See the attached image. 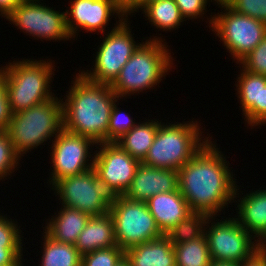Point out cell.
<instances>
[{
    "label": "cell",
    "mask_w": 266,
    "mask_h": 266,
    "mask_svg": "<svg viewBox=\"0 0 266 266\" xmlns=\"http://www.w3.org/2000/svg\"><path fill=\"white\" fill-rule=\"evenodd\" d=\"M13 113L8 100L5 73L0 69V131H7Z\"/></svg>",
    "instance_id": "obj_35"
},
{
    "label": "cell",
    "mask_w": 266,
    "mask_h": 266,
    "mask_svg": "<svg viewBox=\"0 0 266 266\" xmlns=\"http://www.w3.org/2000/svg\"><path fill=\"white\" fill-rule=\"evenodd\" d=\"M51 143L50 156L53 170L50 172L49 185L52 186L64 177L93 168L95 154H91L90 151H93L92 147L97 144L92 139L62 129Z\"/></svg>",
    "instance_id": "obj_13"
},
{
    "label": "cell",
    "mask_w": 266,
    "mask_h": 266,
    "mask_svg": "<svg viewBox=\"0 0 266 266\" xmlns=\"http://www.w3.org/2000/svg\"><path fill=\"white\" fill-rule=\"evenodd\" d=\"M162 38L154 36L146 41L144 38V42L138 46L110 84L120 100L155 88L168 75L174 59Z\"/></svg>",
    "instance_id": "obj_3"
},
{
    "label": "cell",
    "mask_w": 266,
    "mask_h": 266,
    "mask_svg": "<svg viewBox=\"0 0 266 266\" xmlns=\"http://www.w3.org/2000/svg\"><path fill=\"white\" fill-rule=\"evenodd\" d=\"M70 9L65 10L69 34L76 38L80 30L104 34L111 17L125 19L122 0H71Z\"/></svg>",
    "instance_id": "obj_15"
},
{
    "label": "cell",
    "mask_w": 266,
    "mask_h": 266,
    "mask_svg": "<svg viewBox=\"0 0 266 266\" xmlns=\"http://www.w3.org/2000/svg\"><path fill=\"white\" fill-rule=\"evenodd\" d=\"M124 256V250L118 246L98 249L82 255L81 266H115Z\"/></svg>",
    "instance_id": "obj_30"
},
{
    "label": "cell",
    "mask_w": 266,
    "mask_h": 266,
    "mask_svg": "<svg viewBox=\"0 0 266 266\" xmlns=\"http://www.w3.org/2000/svg\"><path fill=\"white\" fill-rule=\"evenodd\" d=\"M128 18L119 19L113 29L104 34V40L95 52L92 70H81V74L94 83L111 84L119 75L134 51L142 43H136ZM106 35V36H105Z\"/></svg>",
    "instance_id": "obj_9"
},
{
    "label": "cell",
    "mask_w": 266,
    "mask_h": 266,
    "mask_svg": "<svg viewBox=\"0 0 266 266\" xmlns=\"http://www.w3.org/2000/svg\"><path fill=\"white\" fill-rule=\"evenodd\" d=\"M93 169L105 190L113 197L123 195L130 187L140 162L116 142L98 143Z\"/></svg>",
    "instance_id": "obj_14"
},
{
    "label": "cell",
    "mask_w": 266,
    "mask_h": 266,
    "mask_svg": "<svg viewBox=\"0 0 266 266\" xmlns=\"http://www.w3.org/2000/svg\"><path fill=\"white\" fill-rule=\"evenodd\" d=\"M140 10L145 14L144 17L149 20L151 26H155V28L162 31L170 32L173 29H178L186 21L181 15L175 0H154Z\"/></svg>",
    "instance_id": "obj_24"
},
{
    "label": "cell",
    "mask_w": 266,
    "mask_h": 266,
    "mask_svg": "<svg viewBox=\"0 0 266 266\" xmlns=\"http://www.w3.org/2000/svg\"><path fill=\"white\" fill-rule=\"evenodd\" d=\"M214 219L215 216H209L204 227L211 260L241 263L259 248V242L235 217Z\"/></svg>",
    "instance_id": "obj_11"
},
{
    "label": "cell",
    "mask_w": 266,
    "mask_h": 266,
    "mask_svg": "<svg viewBox=\"0 0 266 266\" xmlns=\"http://www.w3.org/2000/svg\"><path fill=\"white\" fill-rule=\"evenodd\" d=\"M21 233L17 220L15 223L12 218L0 214V245H24Z\"/></svg>",
    "instance_id": "obj_33"
},
{
    "label": "cell",
    "mask_w": 266,
    "mask_h": 266,
    "mask_svg": "<svg viewBox=\"0 0 266 266\" xmlns=\"http://www.w3.org/2000/svg\"><path fill=\"white\" fill-rule=\"evenodd\" d=\"M21 157L15 152L7 131H0V181L11 177Z\"/></svg>",
    "instance_id": "obj_28"
},
{
    "label": "cell",
    "mask_w": 266,
    "mask_h": 266,
    "mask_svg": "<svg viewBox=\"0 0 266 266\" xmlns=\"http://www.w3.org/2000/svg\"><path fill=\"white\" fill-rule=\"evenodd\" d=\"M210 0H175L181 15L185 20L202 18L207 12V4ZM212 2V0H211ZM217 0H213L216 3ZM204 14V15H203Z\"/></svg>",
    "instance_id": "obj_34"
},
{
    "label": "cell",
    "mask_w": 266,
    "mask_h": 266,
    "mask_svg": "<svg viewBox=\"0 0 266 266\" xmlns=\"http://www.w3.org/2000/svg\"><path fill=\"white\" fill-rule=\"evenodd\" d=\"M130 266H176L173 244L166 235L124 251Z\"/></svg>",
    "instance_id": "obj_20"
},
{
    "label": "cell",
    "mask_w": 266,
    "mask_h": 266,
    "mask_svg": "<svg viewBox=\"0 0 266 266\" xmlns=\"http://www.w3.org/2000/svg\"><path fill=\"white\" fill-rule=\"evenodd\" d=\"M22 1H37V0H22ZM43 1V0H42Z\"/></svg>",
    "instance_id": "obj_45"
},
{
    "label": "cell",
    "mask_w": 266,
    "mask_h": 266,
    "mask_svg": "<svg viewBox=\"0 0 266 266\" xmlns=\"http://www.w3.org/2000/svg\"><path fill=\"white\" fill-rule=\"evenodd\" d=\"M118 101L112 107L108 128V142H116L139 122H135L130 114L120 110ZM129 114V115H128Z\"/></svg>",
    "instance_id": "obj_29"
},
{
    "label": "cell",
    "mask_w": 266,
    "mask_h": 266,
    "mask_svg": "<svg viewBox=\"0 0 266 266\" xmlns=\"http://www.w3.org/2000/svg\"><path fill=\"white\" fill-rule=\"evenodd\" d=\"M266 124V76L261 75L260 126Z\"/></svg>",
    "instance_id": "obj_39"
},
{
    "label": "cell",
    "mask_w": 266,
    "mask_h": 266,
    "mask_svg": "<svg viewBox=\"0 0 266 266\" xmlns=\"http://www.w3.org/2000/svg\"><path fill=\"white\" fill-rule=\"evenodd\" d=\"M210 266H240V263L230 261H215L212 260Z\"/></svg>",
    "instance_id": "obj_41"
},
{
    "label": "cell",
    "mask_w": 266,
    "mask_h": 266,
    "mask_svg": "<svg viewBox=\"0 0 266 266\" xmlns=\"http://www.w3.org/2000/svg\"><path fill=\"white\" fill-rule=\"evenodd\" d=\"M115 266H130V262L126 259L125 256H123Z\"/></svg>",
    "instance_id": "obj_42"
},
{
    "label": "cell",
    "mask_w": 266,
    "mask_h": 266,
    "mask_svg": "<svg viewBox=\"0 0 266 266\" xmlns=\"http://www.w3.org/2000/svg\"><path fill=\"white\" fill-rule=\"evenodd\" d=\"M22 0H0V15L6 18Z\"/></svg>",
    "instance_id": "obj_40"
},
{
    "label": "cell",
    "mask_w": 266,
    "mask_h": 266,
    "mask_svg": "<svg viewBox=\"0 0 266 266\" xmlns=\"http://www.w3.org/2000/svg\"><path fill=\"white\" fill-rule=\"evenodd\" d=\"M210 138L178 172V189L192 212L218 216L234 203L237 186L223 153ZM234 176V177H233ZM218 213V214H217Z\"/></svg>",
    "instance_id": "obj_1"
},
{
    "label": "cell",
    "mask_w": 266,
    "mask_h": 266,
    "mask_svg": "<svg viewBox=\"0 0 266 266\" xmlns=\"http://www.w3.org/2000/svg\"><path fill=\"white\" fill-rule=\"evenodd\" d=\"M236 78V90L240 101L242 115L249 127L260 126L261 75L253 74L245 69Z\"/></svg>",
    "instance_id": "obj_22"
},
{
    "label": "cell",
    "mask_w": 266,
    "mask_h": 266,
    "mask_svg": "<svg viewBox=\"0 0 266 266\" xmlns=\"http://www.w3.org/2000/svg\"><path fill=\"white\" fill-rule=\"evenodd\" d=\"M160 123L153 144L142 162L151 167L179 170L206 144L197 121ZM200 125V126H199ZM205 138V139H204Z\"/></svg>",
    "instance_id": "obj_5"
},
{
    "label": "cell",
    "mask_w": 266,
    "mask_h": 266,
    "mask_svg": "<svg viewBox=\"0 0 266 266\" xmlns=\"http://www.w3.org/2000/svg\"><path fill=\"white\" fill-rule=\"evenodd\" d=\"M146 203L164 235L192 213L179 189L153 195Z\"/></svg>",
    "instance_id": "obj_18"
},
{
    "label": "cell",
    "mask_w": 266,
    "mask_h": 266,
    "mask_svg": "<svg viewBox=\"0 0 266 266\" xmlns=\"http://www.w3.org/2000/svg\"><path fill=\"white\" fill-rule=\"evenodd\" d=\"M235 12L247 15L266 24V0H222Z\"/></svg>",
    "instance_id": "obj_31"
},
{
    "label": "cell",
    "mask_w": 266,
    "mask_h": 266,
    "mask_svg": "<svg viewBox=\"0 0 266 266\" xmlns=\"http://www.w3.org/2000/svg\"><path fill=\"white\" fill-rule=\"evenodd\" d=\"M63 129V103L57 96L13 114L7 129L15 152L22 158L55 138Z\"/></svg>",
    "instance_id": "obj_6"
},
{
    "label": "cell",
    "mask_w": 266,
    "mask_h": 266,
    "mask_svg": "<svg viewBox=\"0 0 266 266\" xmlns=\"http://www.w3.org/2000/svg\"><path fill=\"white\" fill-rule=\"evenodd\" d=\"M50 187L60 197L63 206L75 208L90 216L109 212L112 196L105 190L93 168L59 179Z\"/></svg>",
    "instance_id": "obj_10"
},
{
    "label": "cell",
    "mask_w": 266,
    "mask_h": 266,
    "mask_svg": "<svg viewBox=\"0 0 266 266\" xmlns=\"http://www.w3.org/2000/svg\"><path fill=\"white\" fill-rule=\"evenodd\" d=\"M238 64L246 71L266 76V34L262 41Z\"/></svg>",
    "instance_id": "obj_32"
},
{
    "label": "cell",
    "mask_w": 266,
    "mask_h": 266,
    "mask_svg": "<svg viewBox=\"0 0 266 266\" xmlns=\"http://www.w3.org/2000/svg\"><path fill=\"white\" fill-rule=\"evenodd\" d=\"M259 248L266 252V234L263 238L259 241Z\"/></svg>",
    "instance_id": "obj_43"
},
{
    "label": "cell",
    "mask_w": 266,
    "mask_h": 266,
    "mask_svg": "<svg viewBox=\"0 0 266 266\" xmlns=\"http://www.w3.org/2000/svg\"><path fill=\"white\" fill-rule=\"evenodd\" d=\"M74 79L64 100L61 99L63 129L88 137L96 144L108 142L110 114L119 97L110 84L91 82L80 70Z\"/></svg>",
    "instance_id": "obj_2"
},
{
    "label": "cell",
    "mask_w": 266,
    "mask_h": 266,
    "mask_svg": "<svg viewBox=\"0 0 266 266\" xmlns=\"http://www.w3.org/2000/svg\"><path fill=\"white\" fill-rule=\"evenodd\" d=\"M240 266H266V252L260 248L256 249Z\"/></svg>",
    "instance_id": "obj_37"
},
{
    "label": "cell",
    "mask_w": 266,
    "mask_h": 266,
    "mask_svg": "<svg viewBox=\"0 0 266 266\" xmlns=\"http://www.w3.org/2000/svg\"><path fill=\"white\" fill-rule=\"evenodd\" d=\"M173 247L176 266H210L212 260L204 233L196 239Z\"/></svg>",
    "instance_id": "obj_26"
},
{
    "label": "cell",
    "mask_w": 266,
    "mask_h": 266,
    "mask_svg": "<svg viewBox=\"0 0 266 266\" xmlns=\"http://www.w3.org/2000/svg\"><path fill=\"white\" fill-rule=\"evenodd\" d=\"M115 226L117 246L124 251L164 234L158 228L146 202L113 196L109 209Z\"/></svg>",
    "instance_id": "obj_8"
},
{
    "label": "cell",
    "mask_w": 266,
    "mask_h": 266,
    "mask_svg": "<svg viewBox=\"0 0 266 266\" xmlns=\"http://www.w3.org/2000/svg\"><path fill=\"white\" fill-rule=\"evenodd\" d=\"M215 4L223 11L210 15L207 18L208 25L238 64L262 41L266 34V24L235 12L222 0H217Z\"/></svg>",
    "instance_id": "obj_7"
},
{
    "label": "cell",
    "mask_w": 266,
    "mask_h": 266,
    "mask_svg": "<svg viewBox=\"0 0 266 266\" xmlns=\"http://www.w3.org/2000/svg\"><path fill=\"white\" fill-rule=\"evenodd\" d=\"M74 245L81 255L117 246L115 226L110 213L90 216Z\"/></svg>",
    "instance_id": "obj_19"
},
{
    "label": "cell",
    "mask_w": 266,
    "mask_h": 266,
    "mask_svg": "<svg viewBox=\"0 0 266 266\" xmlns=\"http://www.w3.org/2000/svg\"><path fill=\"white\" fill-rule=\"evenodd\" d=\"M42 238L43 249L39 266H81L82 255L74 244L57 242L45 232Z\"/></svg>",
    "instance_id": "obj_25"
},
{
    "label": "cell",
    "mask_w": 266,
    "mask_h": 266,
    "mask_svg": "<svg viewBox=\"0 0 266 266\" xmlns=\"http://www.w3.org/2000/svg\"><path fill=\"white\" fill-rule=\"evenodd\" d=\"M56 213L43 227L45 233L57 242L75 244L90 215L63 205Z\"/></svg>",
    "instance_id": "obj_21"
},
{
    "label": "cell",
    "mask_w": 266,
    "mask_h": 266,
    "mask_svg": "<svg viewBox=\"0 0 266 266\" xmlns=\"http://www.w3.org/2000/svg\"><path fill=\"white\" fill-rule=\"evenodd\" d=\"M152 1L154 0H122V8L126 18L131 17L137 11L139 12L143 6Z\"/></svg>",
    "instance_id": "obj_38"
},
{
    "label": "cell",
    "mask_w": 266,
    "mask_h": 266,
    "mask_svg": "<svg viewBox=\"0 0 266 266\" xmlns=\"http://www.w3.org/2000/svg\"><path fill=\"white\" fill-rule=\"evenodd\" d=\"M160 123L161 121L157 119L142 121L119 138L116 143L131 157L142 163L153 144Z\"/></svg>",
    "instance_id": "obj_23"
},
{
    "label": "cell",
    "mask_w": 266,
    "mask_h": 266,
    "mask_svg": "<svg viewBox=\"0 0 266 266\" xmlns=\"http://www.w3.org/2000/svg\"><path fill=\"white\" fill-rule=\"evenodd\" d=\"M178 189L177 170L147 166L140 163L130 187L123 194L129 200L148 201L153 195Z\"/></svg>",
    "instance_id": "obj_16"
},
{
    "label": "cell",
    "mask_w": 266,
    "mask_h": 266,
    "mask_svg": "<svg viewBox=\"0 0 266 266\" xmlns=\"http://www.w3.org/2000/svg\"><path fill=\"white\" fill-rule=\"evenodd\" d=\"M23 257H20L14 264L9 265V266H24L23 262ZM23 264V265H22Z\"/></svg>",
    "instance_id": "obj_44"
},
{
    "label": "cell",
    "mask_w": 266,
    "mask_h": 266,
    "mask_svg": "<svg viewBox=\"0 0 266 266\" xmlns=\"http://www.w3.org/2000/svg\"><path fill=\"white\" fill-rule=\"evenodd\" d=\"M239 185L236 186L234 202L237 197L236 221L258 242L266 234V189L254 190L241 195ZM242 198H240V196ZM237 217V218H236Z\"/></svg>",
    "instance_id": "obj_17"
},
{
    "label": "cell",
    "mask_w": 266,
    "mask_h": 266,
    "mask_svg": "<svg viewBox=\"0 0 266 266\" xmlns=\"http://www.w3.org/2000/svg\"><path fill=\"white\" fill-rule=\"evenodd\" d=\"M24 245H0V266L14 264L23 256Z\"/></svg>",
    "instance_id": "obj_36"
},
{
    "label": "cell",
    "mask_w": 266,
    "mask_h": 266,
    "mask_svg": "<svg viewBox=\"0 0 266 266\" xmlns=\"http://www.w3.org/2000/svg\"><path fill=\"white\" fill-rule=\"evenodd\" d=\"M53 63L51 59L26 58L0 67L6 75L8 100L13 114L55 98L56 94L50 86L55 75Z\"/></svg>",
    "instance_id": "obj_4"
},
{
    "label": "cell",
    "mask_w": 266,
    "mask_h": 266,
    "mask_svg": "<svg viewBox=\"0 0 266 266\" xmlns=\"http://www.w3.org/2000/svg\"><path fill=\"white\" fill-rule=\"evenodd\" d=\"M5 19L37 40L73 39L67 29L65 12L46 6L41 0L22 1Z\"/></svg>",
    "instance_id": "obj_12"
},
{
    "label": "cell",
    "mask_w": 266,
    "mask_h": 266,
    "mask_svg": "<svg viewBox=\"0 0 266 266\" xmlns=\"http://www.w3.org/2000/svg\"><path fill=\"white\" fill-rule=\"evenodd\" d=\"M208 217L204 213L192 212L169 230L166 236L173 245L196 239L204 233L205 222Z\"/></svg>",
    "instance_id": "obj_27"
}]
</instances>
